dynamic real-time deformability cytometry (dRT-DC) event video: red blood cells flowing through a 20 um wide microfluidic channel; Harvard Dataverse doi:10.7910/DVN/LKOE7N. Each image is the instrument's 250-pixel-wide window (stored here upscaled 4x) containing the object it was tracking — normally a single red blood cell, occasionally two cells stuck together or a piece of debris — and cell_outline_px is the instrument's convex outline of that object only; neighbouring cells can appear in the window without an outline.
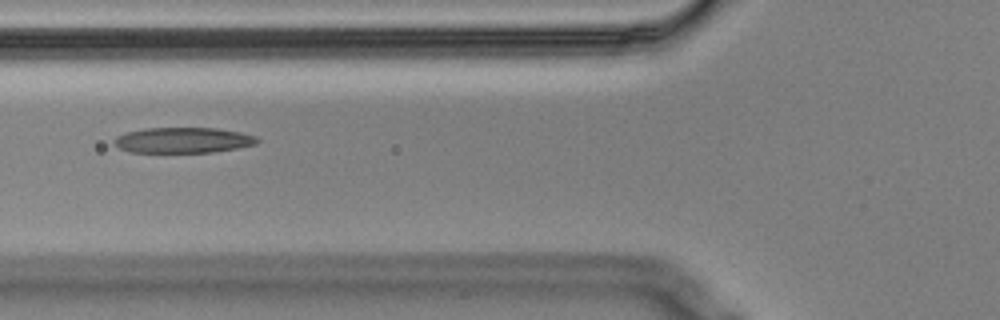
{"species": "Egyptian fruit bat (a non-hibernating species)", "species_latin": "Rousettus aegyptiacus", "temperature_condition": "cold", "stored_images_in_passage": 13, "camera_frame_rate_fps": 3000, "um_per_image_px": 0.085, "animal": {"sex": "male"}, "frame": {"image": 1, "passage_image": 4, "time_ms": 1.0, "image_size_px": [1000, 320], "cell_outline_px": [[260, 140], [256, 144], [236, 148], [212, 152], [128, 152], [112, 144], [112, 140], [116, 136], [124, 132], [144, 128], [216, 128], [240, 132], [256, 136]], "centroid_in_image_um": [15.5, 11.91], "position_along_channel_um": 110.3, "area_um2": 21.44}}
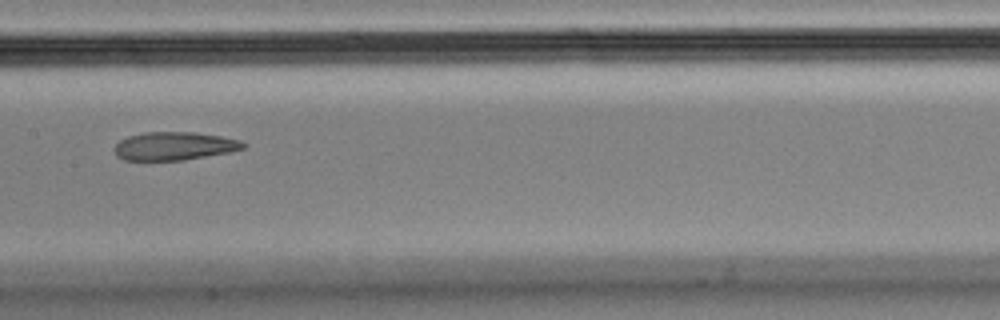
{"frame": {"image": 2, "passage_image": 6, "time_ms": 1.667, "image_size_px": [1000, 320], "cell_outline_px": [[248, 144], [244, 148], [228, 152], [184, 160], [124, 160], [116, 156], [112, 148], [120, 140], [128, 136], [144, 132], [196, 132], [220, 136], [240, 140]], "centroid_in_image_um": [14.78, 12.41], "position_along_channel_um": 192.6, "area_um2": 21.27}}
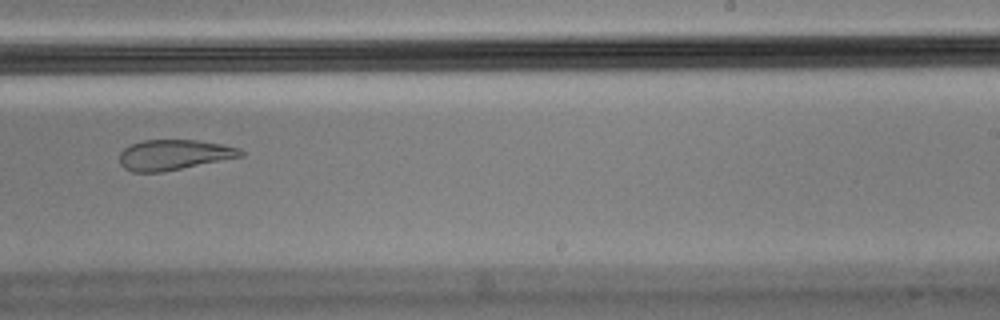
{"frame": {"image": 3, "passage_image": 8, "time_ms": 2.333, "image_size_px": [1000, 320], "cell_outline_px": [[244, 156], [160, 172], [132, 172], [124, 168], [120, 164], [120, 152], [124, 148], [132, 144], [144, 140], [196, 140], [220, 144], [240, 148], [244, 152]], "centroid_in_image_um": [14.77, 13.16], "position_along_channel_um": 274.2, "area_um2": 21.21}}